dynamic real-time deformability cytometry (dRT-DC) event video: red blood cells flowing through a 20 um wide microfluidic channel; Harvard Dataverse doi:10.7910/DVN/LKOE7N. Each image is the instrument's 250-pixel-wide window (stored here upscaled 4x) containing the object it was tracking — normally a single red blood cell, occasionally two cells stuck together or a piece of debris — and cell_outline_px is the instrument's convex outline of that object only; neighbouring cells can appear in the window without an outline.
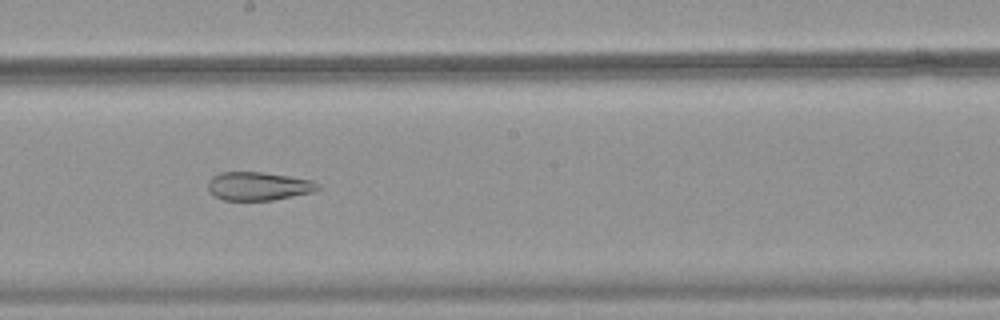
{"species": "common noctule bat (a hibernating species)", "species_latin": "Nyctalus noctula", "temperature_condition": "warm", "stored_images_in_passage": 52, "camera_frame_rate_fps": 3000, "um_per_image_px": 0.085, "animal": {"sex": "female", "body_mass_g": 18.4}, "frame": {"image": 1, "passage_image": 30, "time_ms": 9.667, "image_size_px": [1000, 320], "cell_outline_px": [[320, 188], [312, 192], [272, 200], [224, 200], [216, 196], [208, 188], [208, 180], [212, 176], [220, 172], [264, 172], [312, 180]], "centroid_in_image_um": [21.94, 15.81], "position_along_channel_um": 226.3, "area_um2": 17.98}}
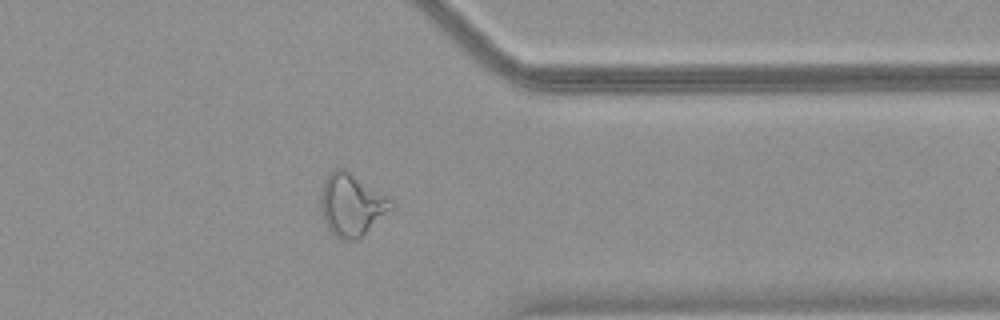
{"frame": {"image": 2, "passage_image": 42, "time_ms": 13.667, "image_size_px": [1000, 320], "cell_outline_px": [[396, 204], [360, 240], [340, 240], [328, 228], [324, 220], [320, 208], [320, 188], [328, 176], [336, 168], [344, 168], [388, 196]], "centroid_in_image_um": [29.89, 17.43], "position_along_channel_um": 381.5, "area_um2": 25.78}}
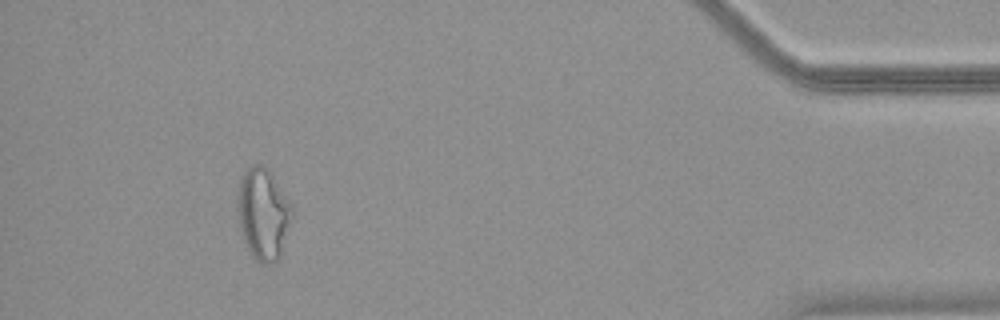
{"frame": {"image": 3, "passage_image": 48, "time_ms": 15.667, "image_size_px": [1000, 320], "cell_outline_px": [[292, 216], [280, 256], [276, 260], [268, 264], [260, 264], [256, 260], [248, 248], [244, 240], [240, 228], [236, 200], [240, 180], [244, 172], [252, 164], [260, 164], [272, 176], [292, 204]], "centroid_in_image_um": [22.35, 18.19], "position_along_channel_um": 412.8, "area_um2": 28.61}}